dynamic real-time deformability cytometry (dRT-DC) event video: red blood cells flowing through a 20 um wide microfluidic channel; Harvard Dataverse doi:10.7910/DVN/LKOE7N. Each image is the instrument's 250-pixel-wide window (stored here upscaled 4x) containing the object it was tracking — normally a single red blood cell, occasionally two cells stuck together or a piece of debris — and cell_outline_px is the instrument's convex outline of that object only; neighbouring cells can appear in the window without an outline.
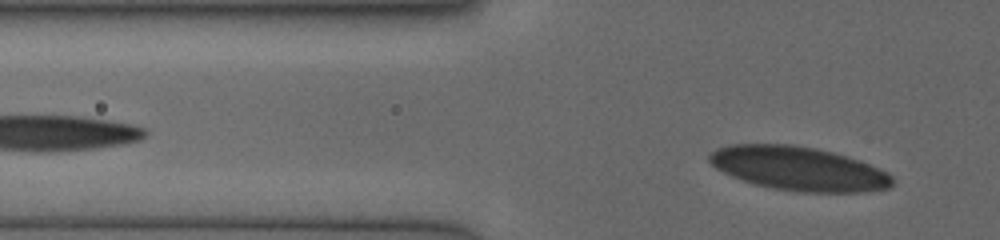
{"species": "human", "species_latin": "Homo sapiens", "temperature_condition": "cold", "stored_images_in_passage": 7, "segment_of_instrument_passage": [2, 2], "camera_frame_rate_fps": 3000, "um_per_image_px": 0.085, "donor": {"sex": "female"}, "frame": {"image": 1, "passage_image": 7, "time_ms": 3.667, "image_size_px": [1000, 240], "cell_outline_px": [[892, 184], [888, 188], [868, 192], [804, 192], [772, 188], [756, 184], [732, 176], [716, 168], [708, 160], [708, 156], [716, 148], [728, 144], [792, 144], [816, 148], [832, 152], [868, 164], [892, 176]], "centroid_in_image_um": [67.84, 14.32], "position_along_channel_um": 58.0, "area_um2": 46.36}}